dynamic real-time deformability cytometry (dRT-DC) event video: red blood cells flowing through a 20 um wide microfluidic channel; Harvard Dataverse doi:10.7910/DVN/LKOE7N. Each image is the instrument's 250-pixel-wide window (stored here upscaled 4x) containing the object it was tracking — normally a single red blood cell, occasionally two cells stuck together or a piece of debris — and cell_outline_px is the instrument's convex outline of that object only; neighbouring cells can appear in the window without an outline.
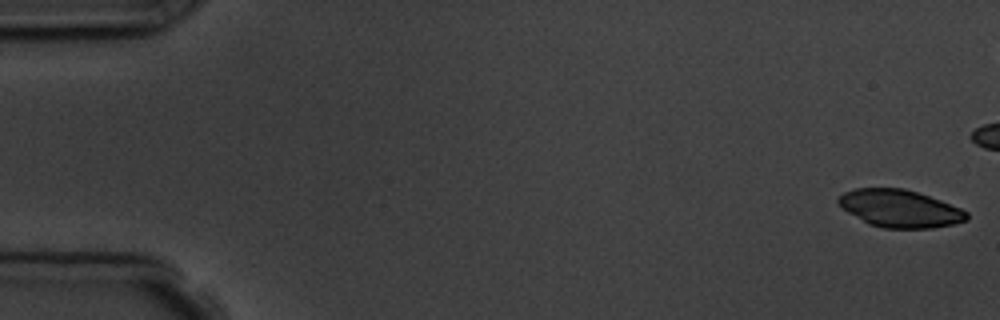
{"species": "common noctule bat (a hibernating species)", "species_latin": "Nyctalus noctula", "temperature_condition": "room temperature", "stored_images_in_passage": 7, "camera_frame_rate_fps": 3000, "um_per_image_px": 0.085, "animal": {"sex": "male", "body_mass_g": 19.5, "forearm_length_mm": 54.6}, "frame": {"image": 1, "passage_image": 1, "time_ms": 0.0, "image_size_px": [1000, 320], "cell_outline_px": [[968, 220], [952, 224], [932, 228], [884, 228], [868, 224], [848, 212], [836, 200], [844, 192], [856, 188], [904, 188], [940, 200], [960, 208], [968, 212]], "centroid_in_image_um": [76.49, 17.73], "position_along_channel_um": 8.5, "area_um2": 27.8}}